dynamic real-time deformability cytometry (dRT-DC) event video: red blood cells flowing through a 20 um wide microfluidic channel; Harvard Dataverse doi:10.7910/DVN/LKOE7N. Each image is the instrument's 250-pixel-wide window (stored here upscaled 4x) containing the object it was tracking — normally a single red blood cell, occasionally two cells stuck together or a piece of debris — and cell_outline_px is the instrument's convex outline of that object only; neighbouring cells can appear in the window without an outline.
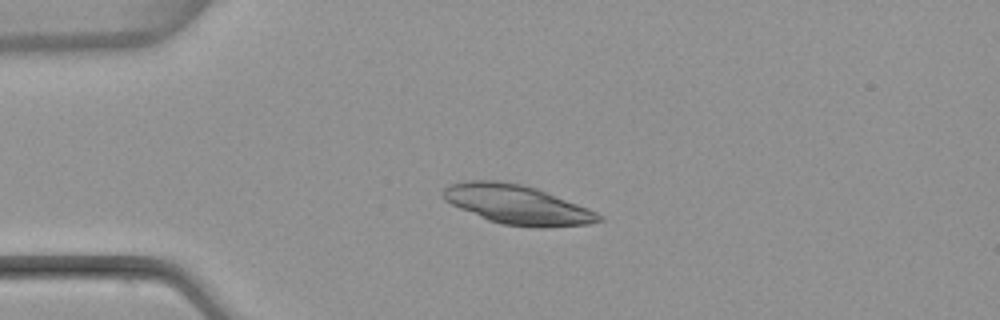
{"species": "common noctule bat (a hibernating species)", "species_latin": "Nyctalus noctula", "temperature_condition": "warm", "stored_images_in_passage": 5, "camera_frame_rate_fps": 3000, "um_per_image_px": 0.085, "animal": {"sex": "female", "body_mass_g": 22.7, "forearm_length_mm": 54.2}, "frame": {"image": 1, "passage_image": 4, "time_ms": 3.667, "image_size_px": [1000, 320], "cell_outline_px": [[604, 220], [588, 224], [544, 228], [536, 228], [504, 224], [488, 220], [460, 208], [444, 200], [440, 196], [440, 192], [448, 184], [468, 180], [496, 180], [520, 184], [536, 188], [588, 208], [604, 216]], "centroid_in_image_um": [43.94, 17.39], "position_along_channel_um": 41.1, "area_um2": 35.66}}